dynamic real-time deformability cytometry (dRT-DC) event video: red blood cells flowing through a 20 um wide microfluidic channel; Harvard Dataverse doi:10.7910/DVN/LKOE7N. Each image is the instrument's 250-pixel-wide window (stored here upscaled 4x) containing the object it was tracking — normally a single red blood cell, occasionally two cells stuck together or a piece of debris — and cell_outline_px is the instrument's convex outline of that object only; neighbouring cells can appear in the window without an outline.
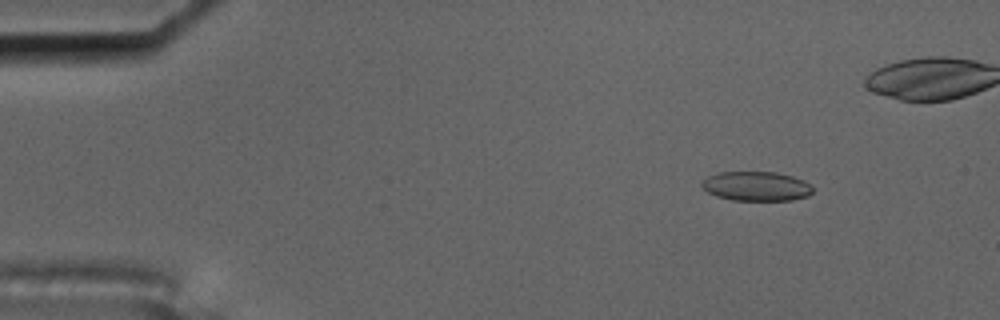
{"species": "common noctule bat (a hibernating species)", "species_latin": "Nyctalus noctula", "temperature_condition": "cold", "stored_images_in_passage": 6, "camera_frame_rate_fps": 3000, "um_per_image_px": 0.085, "animal": {"sex": "male", "body_mass_g": 17.5, "forearm_length_mm": 52.3}, "frame": {"image": 1, "passage_image": 2, "time_ms": 0.333, "image_size_px": [1000, 320], "cell_outline_px": [[812, 192], [808, 196], [792, 200], [732, 200], [716, 196], [708, 192], [700, 184], [708, 176], [720, 172], [776, 172], [792, 176], [804, 180], [812, 188]], "centroid_in_image_um": [64.29, 15.83], "position_along_channel_um": 20.7, "area_um2": 18.9}}